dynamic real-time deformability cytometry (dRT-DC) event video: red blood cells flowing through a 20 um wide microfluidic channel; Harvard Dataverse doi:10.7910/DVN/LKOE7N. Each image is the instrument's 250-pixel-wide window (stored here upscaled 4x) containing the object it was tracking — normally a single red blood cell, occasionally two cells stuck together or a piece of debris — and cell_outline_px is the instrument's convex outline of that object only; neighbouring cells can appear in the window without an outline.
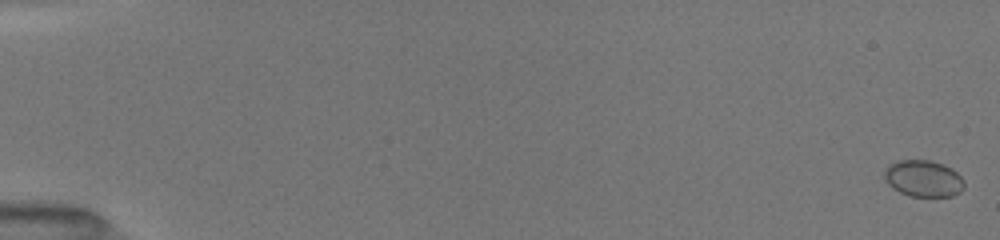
{"species": "common noctule bat (a hibernating species)", "species_latin": "Nyctalus noctula", "temperature_condition": "room temperature", "stored_images_in_passage": 62, "camera_frame_rate_fps": 3000, "um_per_image_px": 0.085, "animal": {"sex": "female", "body_mass_g": 19.5, "forearm_length_mm": 54.1}, "frame": {"image": 1, "passage_image": 1, "time_ms": 0.0, "image_size_px": [1000, 240], "cell_outline_px": [[964, 188], [960, 192], [952, 196], [908, 196], [892, 188], [888, 184], [884, 176], [884, 168], [888, 164], [896, 160], [928, 160], [944, 164], [952, 168], [964, 180]], "centroid_in_image_um": [78.47, 15.16], "position_along_channel_um": 6.5, "area_um2": 17.22}}
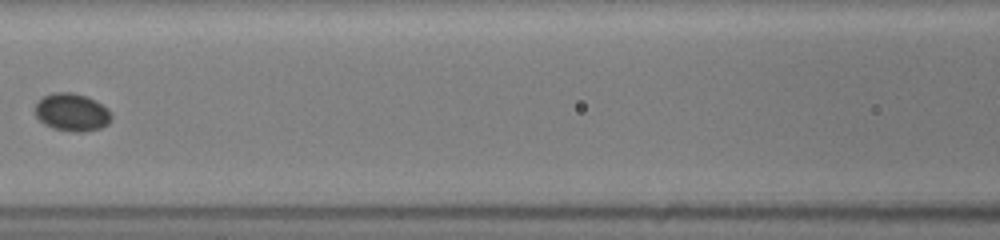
{"frame": {"image": 2, "passage_image": 35, "time_ms": 8.333, "image_size_px": [1000, 240], "cell_outline_px": [[112, 120], [108, 124], [100, 128], [84, 132], [72, 132], [52, 128], [44, 124], [36, 116], [36, 100], [52, 92], [72, 92], [88, 96], [96, 100], [108, 108], [112, 116]], "centroid_in_image_um": [6.13, 9.53], "position_along_channel_um": 160.5, "area_um2": 17.11}}
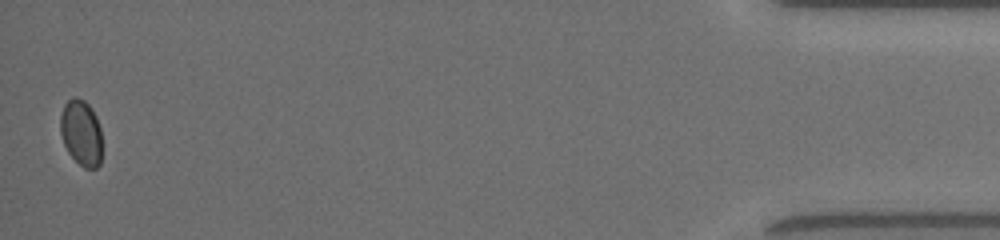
{"frame": {"image": 3, "passage_image": 62, "time_ms": 17.0, "image_size_px": [1000, 240], "cell_outline_px": [[100, 164], [96, 168], [84, 168], [68, 152], [64, 144], [60, 132], [60, 116], [64, 104], [72, 96], [76, 96], [84, 100], [92, 108], [96, 116], [100, 128]], "centroid_in_image_um": [6.88, 11.24], "position_along_channel_um": 428.3, "area_um2": 15.95}}